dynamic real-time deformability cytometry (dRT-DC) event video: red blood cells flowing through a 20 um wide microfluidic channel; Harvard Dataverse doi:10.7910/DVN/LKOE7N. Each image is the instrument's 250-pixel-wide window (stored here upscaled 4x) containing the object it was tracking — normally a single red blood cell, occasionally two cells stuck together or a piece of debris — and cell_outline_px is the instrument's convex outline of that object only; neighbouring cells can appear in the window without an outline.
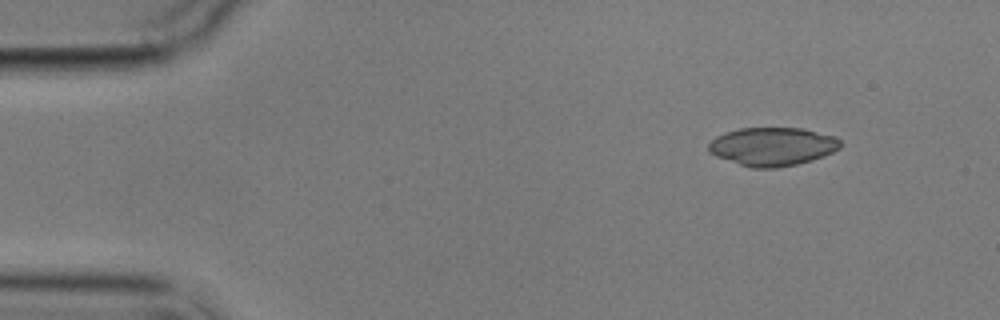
{"species": "common noctule bat (a hibernating species)", "species_latin": "Nyctalus noctula", "temperature_condition": "cold", "stored_images_in_passage": 3, "camera_frame_rate_fps": 3000, "um_per_image_px": 0.085, "animal": {"sex": "male", "body_mass_g": 17.9}, "frame": {"image": 1, "passage_image": 1, "time_ms": 0.0, "image_size_px": [1000, 320], "cell_outline_px": [[844, 144], [840, 148], [824, 156], [812, 160], [796, 164], [776, 168], [752, 168], [716, 156], [708, 152], [708, 144], [716, 136], [724, 132], [740, 128], [804, 128], [836, 136]], "centroid_in_image_um": [65.69, 12.44], "position_along_channel_um": 19.3, "area_um2": 29.71}}